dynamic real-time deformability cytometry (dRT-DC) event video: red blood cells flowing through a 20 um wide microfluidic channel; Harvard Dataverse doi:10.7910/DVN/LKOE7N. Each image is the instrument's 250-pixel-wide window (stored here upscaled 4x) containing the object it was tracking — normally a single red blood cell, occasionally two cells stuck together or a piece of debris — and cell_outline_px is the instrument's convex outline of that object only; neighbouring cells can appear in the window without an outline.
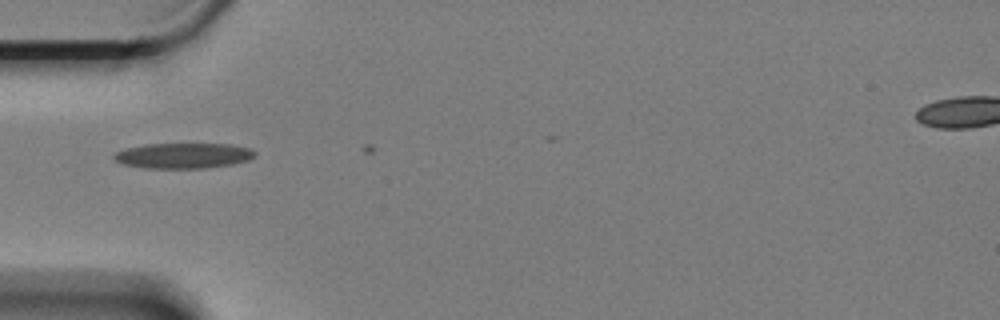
{"species": "Egyptian fruit bat (a non-hibernating species)", "species_latin": "Rousettus aegyptiacus", "temperature_condition": "cold", "stored_images_in_passage": 2, "camera_frame_rate_fps": 3000, "um_per_image_px": 0.085, "animal": {"sex": "female"}, "frame": {"image": 1, "passage_image": 1, "time_ms": 0.0, "image_size_px": [1000, 320], "cell_outline_px": [[256, 156], [248, 160], [232, 164], [204, 168], [144, 168], [124, 164], [116, 160], [112, 156], [116, 152], [128, 148], [144, 144], [228, 144], [248, 148], [256, 152]], "centroid_in_image_um": [15.59, 13.23], "position_along_channel_um": 69.4, "area_um2": 20.69}}